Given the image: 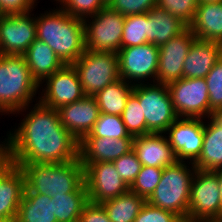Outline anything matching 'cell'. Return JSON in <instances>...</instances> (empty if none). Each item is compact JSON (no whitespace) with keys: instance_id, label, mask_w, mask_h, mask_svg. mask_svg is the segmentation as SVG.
Instances as JSON below:
<instances>
[{"instance_id":"obj_4","label":"cell","mask_w":222,"mask_h":222,"mask_svg":"<svg viewBox=\"0 0 222 222\" xmlns=\"http://www.w3.org/2000/svg\"><path fill=\"white\" fill-rule=\"evenodd\" d=\"M39 88L23 55H0L1 115L14 114L32 105Z\"/></svg>"},{"instance_id":"obj_26","label":"cell","mask_w":222,"mask_h":222,"mask_svg":"<svg viewBox=\"0 0 222 222\" xmlns=\"http://www.w3.org/2000/svg\"><path fill=\"white\" fill-rule=\"evenodd\" d=\"M15 222H58L50 195L24 193Z\"/></svg>"},{"instance_id":"obj_8","label":"cell","mask_w":222,"mask_h":222,"mask_svg":"<svg viewBox=\"0 0 222 222\" xmlns=\"http://www.w3.org/2000/svg\"><path fill=\"white\" fill-rule=\"evenodd\" d=\"M133 93L139 99L146 127L151 133H165L178 118L167 84H135Z\"/></svg>"},{"instance_id":"obj_40","label":"cell","mask_w":222,"mask_h":222,"mask_svg":"<svg viewBox=\"0 0 222 222\" xmlns=\"http://www.w3.org/2000/svg\"><path fill=\"white\" fill-rule=\"evenodd\" d=\"M80 222H111L101 203L88 202L79 218Z\"/></svg>"},{"instance_id":"obj_18","label":"cell","mask_w":222,"mask_h":222,"mask_svg":"<svg viewBox=\"0 0 222 222\" xmlns=\"http://www.w3.org/2000/svg\"><path fill=\"white\" fill-rule=\"evenodd\" d=\"M60 122L80 142L93 128L100 110L94 96L82 99L57 109Z\"/></svg>"},{"instance_id":"obj_15","label":"cell","mask_w":222,"mask_h":222,"mask_svg":"<svg viewBox=\"0 0 222 222\" xmlns=\"http://www.w3.org/2000/svg\"><path fill=\"white\" fill-rule=\"evenodd\" d=\"M42 83L46 87L42 88L39 101L56 110L85 96L78 73L72 64H65Z\"/></svg>"},{"instance_id":"obj_23","label":"cell","mask_w":222,"mask_h":222,"mask_svg":"<svg viewBox=\"0 0 222 222\" xmlns=\"http://www.w3.org/2000/svg\"><path fill=\"white\" fill-rule=\"evenodd\" d=\"M188 28L198 40L222 44V2L198 3Z\"/></svg>"},{"instance_id":"obj_5","label":"cell","mask_w":222,"mask_h":222,"mask_svg":"<svg viewBox=\"0 0 222 222\" xmlns=\"http://www.w3.org/2000/svg\"><path fill=\"white\" fill-rule=\"evenodd\" d=\"M196 170L192 162L185 161H176L173 165L164 167L160 182L146 201L160 209L171 211L188 222L191 182Z\"/></svg>"},{"instance_id":"obj_34","label":"cell","mask_w":222,"mask_h":222,"mask_svg":"<svg viewBox=\"0 0 222 222\" xmlns=\"http://www.w3.org/2000/svg\"><path fill=\"white\" fill-rule=\"evenodd\" d=\"M57 3L67 14L83 20L106 6L103 0H59Z\"/></svg>"},{"instance_id":"obj_25","label":"cell","mask_w":222,"mask_h":222,"mask_svg":"<svg viewBox=\"0 0 222 222\" xmlns=\"http://www.w3.org/2000/svg\"><path fill=\"white\" fill-rule=\"evenodd\" d=\"M187 28L188 26L184 22L158 5L147 12L146 37L149 43H153L157 47L178 36Z\"/></svg>"},{"instance_id":"obj_12","label":"cell","mask_w":222,"mask_h":222,"mask_svg":"<svg viewBox=\"0 0 222 222\" xmlns=\"http://www.w3.org/2000/svg\"><path fill=\"white\" fill-rule=\"evenodd\" d=\"M81 164L90 202L102 203L129 191V186L121 179L113 162Z\"/></svg>"},{"instance_id":"obj_45","label":"cell","mask_w":222,"mask_h":222,"mask_svg":"<svg viewBox=\"0 0 222 222\" xmlns=\"http://www.w3.org/2000/svg\"><path fill=\"white\" fill-rule=\"evenodd\" d=\"M7 161V157H0V167Z\"/></svg>"},{"instance_id":"obj_29","label":"cell","mask_w":222,"mask_h":222,"mask_svg":"<svg viewBox=\"0 0 222 222\" xmlns=\"http://www.w3.org/2000/svg\"><path fill=\"white\" fill-rule=\"evenodd\" d=\"M53 212L58 222H75L89 202L88 193H67L53 195Z\"/></svg>"},{"instance_id":"obj_27","label":"cell","mask_w":222,"mask_h":222,"mask_svg":"<svg viewBox=\"0 0 222 222\" xmlns=\"http://www.w3.org/2000/svg\"><path fill=\"white\" fill-rule=\"evenodd\" d=\"M134 85L120 78L99 91L96 98L100 113L122 115Z\"/></svg>"},{"instance_id":"obj_17","label":"cell","mask_w":222,"mask_h":222,"mask_svg":"<svg viewBox=\"0 0 222 222\" xmlns=\"http://www.w3.org/2000/svg\"><path fill=\"white\" fill-rule=\"evenodd\" d=\"M25 191V176L20 166L8 160L0 167V220L15 222Z\"/></svg>"},{"instance_id":"obj_24","label":"cell","mask_w":222,"mask_h":222,"mask_svg":"<svg viewBox=\"0 0 222 222\" xmlns=\"http://www.w3.org/2000/svg\"><path fill=\"white\" fill-rule=\"evenodd\" d=\"M23 56L32 78L38 83L39 87L42 86V82L47 77L65 65L46 43L37 38Z\"/></svg>"},{"instance_id":"obj_31","label":"cell","mask_w":222,"mask_h":222,"mask_svg":"<svg viewBox=\"0 0 222 222\" xmlns=\"http://www.w3.org/2000/svg\"><path fill=\"white\" fill-rule=\"evenodd\" d=\"M147 33V12L125 16L124 28L121 37V48L138 46L149 43Z\"/></svg>"},{"instance_id":"obj_35","label":"cell","mask_w":222,"mask_h":222,"mask_svg":"<svg viewBox=\"0 0 222 222\" xmlns=\"http://www.w3.org/2000/svg\"><path fill=\"white\" fill-rule=\"evenodd\" d=\"M205 80L208 87L209 109L212 112L222 110V58L215 63Z\"/></svg>"},{"instance_id":"obj_7","label":"cell","mask_w":222,"mask_h":222,"mask_svg":"<svg viewBox=\"0 0 222 222\" xmlns=\"http://www.w3.org/2000/svg\"><path fill=\"white\" fill-rule=\"evenodd\" d=\"M222 221V204L217 175L196 170L191 182L188 222Z\"/></svg>"},{"instance_id":"obj_44","label":"cell","mask_w":222,"mask_h":222,"mask_svg":"<svg viewBox=\"0 0 222 222\" xmlns=\"http://www.w3.org/2000/svg\"><path fill=\"white\" fill-rule=\"evenodd\" d=\"M222 2V0H198V3Z\"/></svg>"},{"instance_id":"obj_36","label":"cell","mask_w":222,"mask_h":222,"mask_svg":"<svg viewBox=\"0 0 222 222\" xmlns=\"http://www.w3.org/2000/svg\"><path fill=\"white\" fill-rule=\"evenodd\" d=\"M157 5L189 26L196 13L198 0H158Z\"/></svg>"},{"instance_id":"obj_39","label":"cell","mask_w":222,"mask_h":222,"mask_svg":"<svg viewBox=\"0 0 222 222\" xmlns=\"http://www.w3.org/2000/svg\"><path fill=\"white\" fill-rule=\"evenodd\" d=\"M133 222H184L171 211L160 209L147 201Z\"/></svg>"},{"instance_id":"obj_11","label":"cell","mask_w":222,"mask_h":222,"mask_svg":"<svg viewBox=\"0 0 222 222\" xmlns=\"http://www.w3.org/2000/svg\"><path fill=\"white\" fill-rule=\"evenodd\" d=\"M117 55L120 78L132 85L147 84L151 79L150 83H157L159 47L145 43L121 48Z\"/></svg>"},{"instance_id":"obj_46","label":"cell","mask_w":222,"mask_h":222,"mask_svg":"<svg viewBox=\"0 0 222 222\" xmlns=\"http://www.w3.org/2000/svg\"><path fill=\"white\" fill-rule=\"evenodd\" d=\"M4 14H5V13L3 12V9H2V7H1V5H0V17H2Z\"/></svg>"},{"instance_id":"obj_32","label":"cell","mask_w":222,"mask_h":222,"mask_svg":"<svg viewBox=\"0 0 222 222\" xmlns=\"http://www.w3.org/2000/svg\"><path fill=\"white\" fill-rule=\"evenodd\" d=\"M121 117L130 135L135 137L151 133L146 127L145 116L141 109L139 99L133 92L127 99Z\"/></svg>"},{"instance_id":"obj_42","label":"cell","mask_w":222,"mask_h":222,"mask_svg":"<svg viewBox=\"0 0 222 222\" xmlns=\"http://www.w3.org/2000/svg\"><path fill=\"white\" fill-rule=\"evenodd\" d=\"M213 172L217 175V179L219 183V190H220L221 204H222V168L213 170Z\"/></svg>"},{"instance_id":"obj_10","label":"cell","mask_w":222,"mask_h":222,"mask_svg":"<svg viewBox=\"0 0 222 222\" xmlns=\"http://www.w3.org/2000/svg\"><path fill=\"white\" fill-rule=\"evenodd\" d=\"M179 118H209L208 87L205 78H181L167 84ZM207 116V117H206Z\"/></svg>"},{"instance_id":"obj_28","label":"cell","mask_w":222,"mask_h":222,"mask_svg":"<svg viewBox=\"0 0 222 222\" xmlns=\"http://www.w3.org/2000/svg\"><path fill=\"white\" fill-rule=\"evenodd\" d=\"M145 202L143 197L128 191L116 198L103 201L101 204L111 222H133Z\"/></svg>"},{"instance_id":"obj_43","label":"cell","mask_w":222,"mask_h":222,"mask_svg":"<svg viewBox=\"0 0 222 222\" xmlns=\"http://www.w3.org/2000/svg\"><path fill=\"white\" fill-rule=\"evenodd\" d=\"M6 156V138L0 142V157Z\"/></svg>"},{"instance_id":"obj_13","label":"cell","mask_w":222,"mask_h":222,"mask_svg":"<svg viewBox=\"0 0 222 222\" xmlns=\"http://www.w3.org/2000/svg\"><path fill=\"white\" fill-rule=\"evenodd\" d=\"M32 11L0 17V55H23L36 39Z\"/></svg>"},{"instance_id":"obj_14","label":"cell","mask_w":222,"mask_h":222,"mask_svg":"<svg viewBox=\"0 0 222 222\" xmlns=\"http://www.w3.org/2000/svg\"><path fill=\"white\" fill-rule=\"evenodd\" d=\"M203 120L205 119L178 117L164 133L168 134L167 138L177 161L194 163L198 159L203 145Z\"/></svg>"},{"instance_id":"obj_6","label":"cell","mask_w":222,"mask_h":222,"mask_svg":"<svg viewBox=\"0 0 222 222\" xmlns=\"http://www.w3.org/2000/svg\"><path fill=\"white\" fill-rule=\"evenodd\" d=\"M72 65L78 73L85 96H95L120 79L117 53L86 49Z\"/></svg>"},{"instance_id":"obj_21","label":"cell","mask_w":222,"mask_h":222,"mask_svg":"<svg viewBox=\"0 0 222 222\" xmlns=\"http://www.w3.org/2000/svg\"><path fill=\"white\" fill-rule=\"evenodd\" d=\"M207 119L201 154L193 164L198 170L213 171L222 168V110L214 111Z\"/></svg>"},{"instance_id":"obj_33","label":"cell","mask_w":222,"mask_h":222,"mask_svg":"<svg viewBox=\"0 0 222 222\" xmlns=\"http://www.w3.org/2000/svg\"><path fill=\"white\" fill-rule=\"evenodd\" d=\"M163 168L142 166L129 191L147 200L160 182Z\"/></svg>"},{"instance_id":"obj_22","label":"cell","mask_w":222,"mask_h":222,"mask_svg":"<svg viewBox=\"0 0 222 222\" xmlns=\"http://www.w3.org/2000/svg\"><path fill=\"white\" fill-rule=\"evenodd\" d=\"M220 58L222 44L196 39L185 58L183 78H205Z\"/></svg>"},{"instance_id":"obj_41","label":"cell","mask_w":222,"mask_h":222,"mask_svg":"<svg viewBox=\"0 0 222 222\" xmlns=\"http://www.w3.org/2000/svg\"><path fill=\"white\" fill-rule=\"evenodd\" d=\"M0 5L5 14L26 13L37 6L33 0H0Z\"/></svg>"},{"instance_id":"obj_47","label":"cell","mask_w":222,"mask_h":222,"mask_svg":"<svg viewBox=\"0 0 222 222\" xmlns=\"http://www.w3.org/2000/svg\"><path fill=\"white\" fill-rule=\"evenodd\" d=\"M103 1L106 5H108L111 0H103Z\"/></svg>"},{"instance_id":"obj_30","label":"cell","mask_w":222,"mask_h":222,"mask_svg":"<svg viewBox=\"0 0 222 222\" xmlns=\"http://www.w3.org/2000/svg\"><path fill=\"white\" fill-rule=\"evenodd\" d=\"M85 137H107L113 139L134 138L127 131L120 115L100 113L93 128Z\"/></svg>"},{"instance_id":"obj_9","label":"cell","mask_w":222,"mask_h":222,"mask_svg":"<svg viewBox=\"0 0 222 222\" xmlns=\"http://www.w3.org/2000/svg\"><path fill=\"white\" fill-rule=\"evenodd\" d=\"M83 21L85 25V47L87 50L119 52L125 16L106 5L97 14L87 17Z\"/></svg>"},{"instance_id":"obj_16","label":"cell","mask_w":222,"mask_h":222,"mask_svg":"<svg viewBox=\"0 0 222 222\" xmlns=\"http://www.w3.org/2000/svg\"><path fill=\"white\" fill-rule=\"evenodd\" d=\"M195 40V35L187 28L159 47L157 83L168 84L183 77L184 61Z\"/></svg>"},{"instance_id":"obj_1","label":"cell","mask_w":222,"mask_h":222,"mask_svg":"<svg viewBox=\"0 0 222 222\" xmlns=\"http://www.w3.org/2000/svg\"><path fill=\"white\" fill-rule=\"evenodd\" d=\"M35 100L34 107L29 104L14 113L30 109L14 132L10 130L6 135L7 160L14 165H28L78 159L80 142L62 125L58 111Z\"/></svg>"},{"instance_id":"obj_3","label":"cell","mask_w":222,"mask_h":222,"mask_svg":"<svg viewBox=\"0 0 222 222\" xmlns=\"http://www.w3.org/2000/svg\"><path fill=\"white\" fill-rule=\"evenodd\" d=\"M25 176L24 193L64 195L87 193L84 167L80 158L65 163H31L17 165Z\"/></svg>"},{"instance_id":"obj_37","label":"cell","mask_w":222,"mask_h":222,"mask_svg":"<svg viewBox=\"0 0 222 222\" xmlns=\"http://www.w3.org/2000/svg\"><path fill=\"white\" fill-rule=\"evenodd\" d=\"M113 163L121 179L128 186L133 183L142 168V163L137 159L136 153L133 150L114 160Z\"/></svg>"},{"instance_id":"obj_38","label":"cell","mask_w":222,"mask_h":222,"mask_svg":"<svg viewBox=\"0 0 222 222\" xmlns=\"http://www.w3.org/2000/svg\"><path fill=\"white\" fill-rule=\"evenodd\" d=\"M158 0H111L108 6L123 16L149 12L157 6Z\"/></svg>"},{"instance_id":"obj_19","label":"cell","mask_w":222,"mask_h":222,"mask_svg":"<svg viewBox=\"0 0 222 222\" xmlns=\"http://www.w3.org/2000/svg\"><path fill=\"white\" fill-rule=\"evenodd\" d=\"M134 138L84 137L79 143L81 163L113 162L133 149Z\"/></svg>"},{"instance_id":"obj_20","label":"cell","mask_w":222,"mask_h":222,"mask_svg":"<svg viewBox=\"0 0 222 222\" xmlns=\"http://www.w3.org/2000/svg\"><path fill=\"white\" fill-rule=\"evenodd\" d=\"M132 150L142 166L164 168L177 161L167 135L164 133L135 136Z\"/></svg>"},{"instance_id":"obj_2","label":"cell","mask_w":222,"mask_h":222,"mask_svg":"<svg viewBox=\"0 0 222 222\" xmlns=\"http://www.w3.org/2000/svg\"><path fill=\"white\" fill-rule=\"evenodd\" d=\"M36 38L46 43L64 64H73L86 50L83 19L60 7L35 16Z\"/></svg>"}]
</instances>
